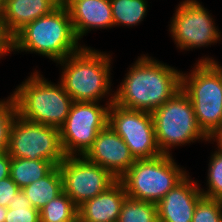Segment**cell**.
I'll list each match as a JSON object with an SVG mask.
<instances>
[{
  "label": "cell",
  "instance_id": "1",
  "mask_svg": "<svg viewBox=\"0 0 222 222\" xmlns=\"http://www.w3.org/2000/svg\"><path fill=\"white\" fill-rule=\"evenodd\" d=\"M129 66L114 92V103L123 108L152 113L182 89V72L142 54Z\"/></svg>",
  "mask_w": 222,
  "mask_h": 222
},
{
  "label": "cell",
  "instance_id": "2",
  "mask_svg": "<svg viewBox=\"0 0 222 222\" xmlns=\"http://www.w3.org/2000/svg\"><path fill=\"white\" fill-rule=\"evenodd\" d=\"M111 56L84 45L78 52L57 63L62 67L59 80L73 101L100 102L108 96V101H114Z\"/></svg>",
  "mask_w": 222,
  "mask_h": 222
},
{
  "label": "cell",
  "instance_id": "3",
  "mask_svg": "<svg viewBox=\"0 0 222 222\" xmlns=\"http://www.w3.org/2000/svg\"><path fill=\"white\" fill-rule=\"evenodd\" d=\"M79 42L67 7L59 5L22 28L11 39V52L40 54L58 63L84 46Z\"/></svg>",
  "mask_w": 222,
  "mask_h": 222
},
{
  "label": "cell",
  "instance_id": "4",
  "mask_svg": "<svg viewBox=\"0 0 222 222\" xmlns=\"http://www.w3.org/2000/svg\"><path fill=\"white\" fill-rule=\"evenodd\" d=\"M9 97L19 116L58 129L65 123L74 102L60 81L52 83L38 70L18 85Z\"/></svg>",
  "mask_w": 222,
  "mask_h": 222
},
{
  "label": "cell",
  "instance_id": "5",
  "mask_svg": "<svg viewBox=\"0 0 222 222\" xmlns=\"http://www.w3.org/2000/svg\"><path fill=\"white\" fill-rule=\"evenodd\" d=\"M182 72V90L189 96L199 128L210 139L222 128V73L212 62H197Z\"/></svg>",
  "mask_w": 222,
  "mask_h": 222
},
{
  "label": "cell",
  "instance_id": "6",
  "mask_svg": "<svg viewBox=\"0 0 222 222\" xmlns=\"http://www.w3.org/2000/svg\"><path fill=\"white\" fill-rule=\"evenodd\" d=\"M171 155L161 154L152 159L136 160L118 180L127 197L157 204L189 173Z\"/></svg>",
  "mask_w": 222,
  "mask_h": 222
},
{
  "label": "cell",
  "instance_id": "7",
  "mask_svg": "<svg viewBox=\"0 0 222 222\" xmlns=\"http://www.w3.org/2000/svg\"><path fill=\"white\" fill-rule=\"evenodd\" d=\"M156 143L161 154L171 155L172 147L209 141L197 124L189 96L181 89L152 113Z\"/></svg>",
  "mask_w": 222,
  "mask_h": 222
},
{
  "label": "cell",
  "instance_id": "8",
  "mask_svg": "<svg viewBox=\"0 0 222 222\" xmlns=\"http://www.w3.org/2000/svg\"><path fill=\"white\" fill-rule=\"evenodd\" d=\"M114 101H74L65 123L60 128V141L65 156H84L100 130L109 122V108ZM104 106V107H103Z\"/></svg>",
  "mask_w": 222,
  "mask_h": 222
},
{
  "label": "cell",
  "instance_id": "9",
  "mask_svg": "<svg viewBox=\"0 0 222 222\" xmlns=\"http://www.w3.org/2000/svg\"><path fill=\"white\" fill-rule=\"evenodd\" d=\"M7 152L13 158L47 160L55 166L66 157L60 141V129L27 120L19 115L10 131Z\"/></svg>",
  "mask_w": 222,
  "mask_h": 222
},
{
  "label": "cell",
  "instance_id": "10",
  "mask_svg": "<svg viewBox=\"0 0 222 222\" xmlns=\"http://www.w3.org/2000/svg\"><path fill=\"white\" fill-rule=\"evenodd\" d=\"M170 20L169 31L176 47L181 50L211 47L221 41V31L202 2L181 1Z\"/></svg>",
  "mask_w": 222,
  "mask_h": 222
},
{
  "label": "cell",
  "instance_id": "11",
  "mask_svg": "<svg viewBox=\"0 0 222 222\" xmlns=\"http://www.w3.org/2000/svg\"><path fill=\"white\" fill-rule=\"evenodd\" d=\"M108 124L123 139L135 160L161 155L150 112L123 108L113 102L109 108Z\"/></svg>",
  "mask_w": 222,
  "mask_h": 222
},
{
  "label": "cell",
  "instance_id": "12",
  "mask_svg": "<svg viewBox=\"0 0 222 222\" xmlns=\"http://www.w3.org/2000/svg\"><path fill=\"white\" fill-rule=\"evenodd\" d=\"M58 167L62 174L63 191L77 207L105 192L118 180L85 156H66Z\"/></svg>",
  "mask_w": 222,
  "mask_h": 222
},
{
  "label": "cell",
  "instance_id": "13",
  "mask_svg": "<svg viewBox=\"0 0 222 222\" xmlns=\"http://www.w3.org/2000/svg\"><path fill=\"white\" fill-rule=\"evenodd\" d=\"M84 156L107 169L116 179L121 178L136 161L129 147L109 124L99 131Z\"/></svg>",
  "mask_w": 222,
  "mask_h": 222
},
{
  "label": "cell",
  "instance_id": "14",
  "mask_svg": "<svg viewBox=\"0 0 222 222\" xmlns=\"http://www.w3.org/2000/svg\"><path fill=\"white\" fill-rule=\"evenodd\" d=\"M199 183L188 174L158 203V222H192L195 207L203 197Z\"/></svg>",
  "mask_w": 222,
  "mask_h": 222
},
{
  "label": "cell",
  "instance_id": "15",
  "mask_svg": "<svg viewBox=\"0 0 222 222\" xmlns=\"http://www.w3.org/2000/svg\"><path fill=\"white\" fill-rule=\"evenodd\" d=\"M65 6L78 40L91 30L114 27L110 0H70Z\"/></svg>",
  "mask_w": 222,
  "mask_h": 222
},
{
  "label": "cell",
  "instance_id": "16",
  "mask_svg": "<svg viewBox=\"0 0 222 222\" xmlns=\"http://www.w3.org/2000/svg\"><path fill=\"white\" fill-rule=\"evenodd\" d=\"M58 6V0H7L0 6L3 28L12 39L27 24L50 14Z\"/></svg>",
  "mask_w": 222,
  "mask_h": 222
},
{
  "label": "cell",
  "instance_id": "17",
  "mask_svg": "<svg viewBox=\"0 0 222 222\" xmlns=\"http://www.w3.org/2000/svg\"><path fill=\"white\" fill-rule=\"evenodd\" d=\"M126 197L123 184L117 180L105 192L78 207L79 222H117Z\"/></svg>",
  "mask_w": 222,
  "mask_h": 222
},
{
  "label": "cell",
  "instance_id": "18",
  "mask_svg": "<svg viewBox=\"0 0 222 222\" xmlns=\"http://www.w3.org/2000/svg\"><path fill=\"white\" fill-rule=\"evenodd\" d=\"M31 205L40 210L63 192V179L58 166H55L45 177L21 189Z\"/></svg>",
  "mask_w": 222,
  "mask_h": 222
},
{
  "label": "cell",
  "instance_id": "19",
  "mask_svg": "<svg viewBox=\"0 0 222 222\" xmlns=\"http://www.w3.org/2000/svg\"><path fill=\"white\" fill-rule=\"evenodd\" d=\"M55 165L47 160L11 157L10 178L22 189L45 177Z\"/></svg>",
  "mask_w": 222,
  "mask_h": 222
},
{
  "label": "cell",
  "instance_id": "20",
  "mask_svg": "<svg viewBox=\"0 0 222 222\" xmlns=\"http://www.w3.org/2000/svg\"><path fill=\"white\" fill-rule=\"evenodd\" d=\"M110 4L114 27H133L140 24L149 7L147 0H110Z\"/></svg>",
  "mask_w": 222,
  "mask_h": 222
},
{
  "label": "cell",
  "instance_id": "21",
  "mask_svg": "<svg viewBox=\"0 0 222 222\" xmlns=\"http://www.w3.org/2000/svg\"><path fill=\"white\" fill-rule=\"evenodd\" d=\"M39 211L40 222L79 221L78 207L64 191Z\"/></svg>",
  "mask_w": 222,
  "mask_h": 222
},
{
  "label": "cell",
  "instance_id": "22",
  "mask_svg": "<svg viewBox=\"0 0 222 222\" xmlns=\"http://www.w3.org/2000/svg\"><path fill=\"white\" fill-rule=\"evenodd\" d=\"M117 222H158V206L152 202L126 197Z\"/></svg>",
  "mask_w": 222,
  "mask_h": 222
},
{
  "label": "cell",
  "instance_id": "23",
  "mask_svg": "<svg viewBox=\"0 0 222 222\" xmlns=\"http://www.w3.org/2000/svg\"><path fill=\"white\" fill-rule=\"evenodd\" d=\"M8 206L5 222H40V211L34 208L20 190Z\"/></svg>",
  "mask_w": 222,
  "mask_h": 222
},
{
  "label": "cell",
  "instance_id": "24",
  "mask_svg": "<svg viewBox=\"0 0 222 222\" xmlns=\"http://www.w3.org/2000/svg\"><path fill=\"white\" fill-rule=\"evenodd\" d=\"M207 172V190L200 187L204 197L222 200V151L217 149L210 156Z\"/></svg>",
  "mask_w": 222,
  "mask_h": 222
},
{
  "label": "cell",
  "instance_id": "25",
  "mask_svg": "<svg viewBox=\"0 0 222 222\" xmlns=\"http://www.w3.org/2000/svg\"><path fill=\"white\" fill-rule=\"evenodd\" d=\"M6 99L0 100V153L8 150L11 127L18 115L13 100L9 96Z\"/></svg>",
  "mask_w": 222,
  "mask_h": 222
},
{
  "label": "cell",
  "instance_id": "26",
  "mask_svg": "<svg viewBox=\"0 0 222 222\" xmlns=\"http://www.w3.org/2000/svg\"><path fill=\"white\" fill-rule=\"evenodd\" d=\"M192 222H222V200L203 196L195 207Z\"/></svg>",
  "mask_w": 222,
  "mask_h": 222
},
{
  "label": "cell",
  "instance_id": "27",
  "mask_svg": "<svg viewBox=\"0 0 222 222\" xmlns=\"http://www.w3.org/2000/svg\"><path fill=\"white\" fill-rule=\"evenodd\" d=\"M20 190L10 177L0 180V205L8 207L13 202L14 196Z\"/></svg>",
  "mask_w": 222,
  "mask_h": 222
},
{
  "label": "cell",
  "instance_id": "28",
  "mask_svg": "<svg viewBox=\"0 0 222 222\" xmlns=\"http://www.w3.org/2000/svg\"><path fill=\"white\" fill-rule=\"evenodd\" d=\"M11 53V38L7 35L3 28L2 18L0 16V58Z\"/></svg>",
  "mask_w": 222,
  "mask_h": 222
},
{
  "label": "cell",
  "instance_id": "29",
  "mask_svg": "<svg viewBox=\"0 0 222 222\" xmlns=\"http://www.w3.org/2000/svg\"><path fill=\"white\" fill-rule=\"evenodd\" d=\"M11 157L8 152L0 153V180L10 177Z\"/></svg>",
  "mask_w": 222,
  "mask_h": 222
},
{
  "label": "cell",
  "instance_id": "30",
  "mask_svg": "<svg viewBox=\"0 0 222 222\" xmlns=\"http://www.w3.org/2000/svg\"><path fill=\"white\" fill-rule=\"evenodd\" d=\"M214 144V142H216V149L218 148L219 150L222 151V128L219 129L208 141L211 142ZM214 141V142H213Z\"/></svg>",
  "mask_w": 222,
  "mask_h": 222
},
{
  "label": "cell",
  "instance_id": "31",
  "mask_svg": "<svg viewBox=\"0 0 222 222\" xmlns=\"http://www.w3.org/2000/svg\"><path fill=\"white\" fill-rule=\"evenodd\" d=\"M198 62H212L222 73V65L219 64L218 61L214 60L213 57H209V55L207 57H202L200 60H198Z\"/></svg>",
  "mask_w": 222,
  "mask_h": 222
},
{
  "label": "cell",
  "instance_id": "32",
  "mask_svg": "<svg viewBox=\"0 0 222 222\" xmlns=\"http://www.w3.org/2000/svg\"><path fill=\"white\" fill-rule=\"evenodd\" d=\"M7 212H8V207L0 205V222H5Z\"/></svg>",
  "mask_w": 222,
  "mask_h": 222
},
{
  "label": "cell",
  "instance_id": "33",
  "mask_svg": "<svg viewBox=\"0 0 222 222\" xmlns=\"http://www.w3.org/2000/svg\"><path fill=\"white\" fill-rule=\"evenodd\" d=\"M70 0H58L59 5H66Z\"/></svg>",
  "mask_w": 222,
  "mask_h": 222
},
{
  "label": "cell",
  "instance_id": "34",
  "mask_svg": "<svg viewBox=\"0 0 222 222\" xmlns=\"http://www.w3.org/2000/svg\"><path fill=\"white\" fill-rule=\"evenodd\" d=\"M7 0H0V6H2Z\"/></svg>",
  "mask_w": 222,
  "mask_h": 222
}]
</instances>
